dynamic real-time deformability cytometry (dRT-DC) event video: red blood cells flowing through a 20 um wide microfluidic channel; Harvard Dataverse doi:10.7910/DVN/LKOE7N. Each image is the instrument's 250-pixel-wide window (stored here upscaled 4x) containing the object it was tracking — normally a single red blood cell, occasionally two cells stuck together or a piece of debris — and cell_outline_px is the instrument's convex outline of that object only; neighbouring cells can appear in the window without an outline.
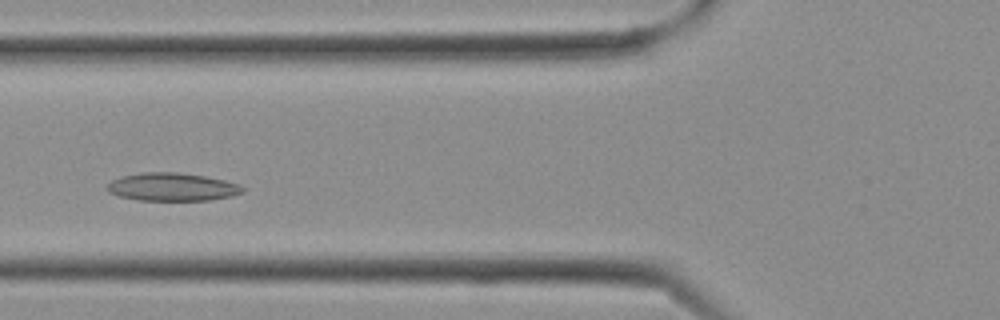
{"species": "Egyptian fruit bat (a non-hibernating species)", "species_latin": "Rousettus aegyptiacus", "temperature_condition": "cold", "stored_images_in_passage": 11, "camera_frame_rate_fps": 3000, "um_per_image_px": 0.085, "frame": {"image": 1, "passage_image": 8, "time_ms": 2.333, "image_size_px": [1000, 320], "cell_outline_px": [[244, 192], [232, 196], [212, 200], [140, 200], [120, 196], [108, 192], [104, 188], [112, 180], [120, 176], [140, 172], [176, 172], [204, 176], [224, 180], [240, 184], [244, 188]], "centroid_in_image_um": [14.63, 15.88], "position_along_channel_um": 111.2, "area_um2": 22.25}}
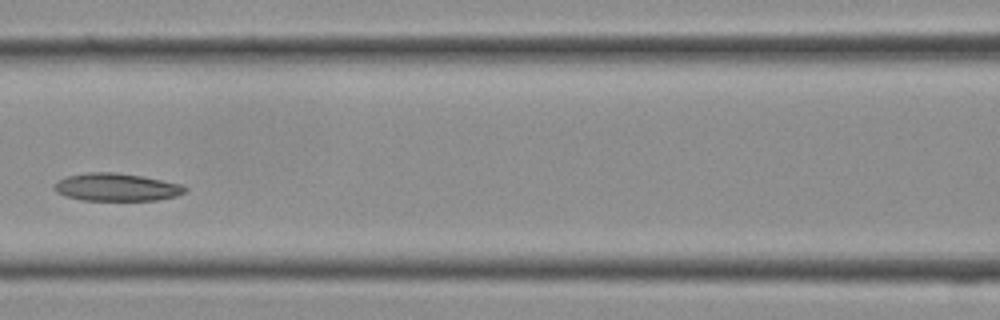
{"frame": {"image": 2, "passage_image": 10, "time_ms": 3.0, "image_size_px": [1000, 320], "cell_outline_px": [[188, 188], [184, 192], [176, 196], [156, 200], [80, 200], [64, 196], [56, 192], [56, 180], [68, 176], [88, 172], [116, 172], [144, 176], [180, 184]], "centroid_in_image_um": [9.89, 15.9], "position_along_channel_um": 156.7, "area_um2": 21.1}}